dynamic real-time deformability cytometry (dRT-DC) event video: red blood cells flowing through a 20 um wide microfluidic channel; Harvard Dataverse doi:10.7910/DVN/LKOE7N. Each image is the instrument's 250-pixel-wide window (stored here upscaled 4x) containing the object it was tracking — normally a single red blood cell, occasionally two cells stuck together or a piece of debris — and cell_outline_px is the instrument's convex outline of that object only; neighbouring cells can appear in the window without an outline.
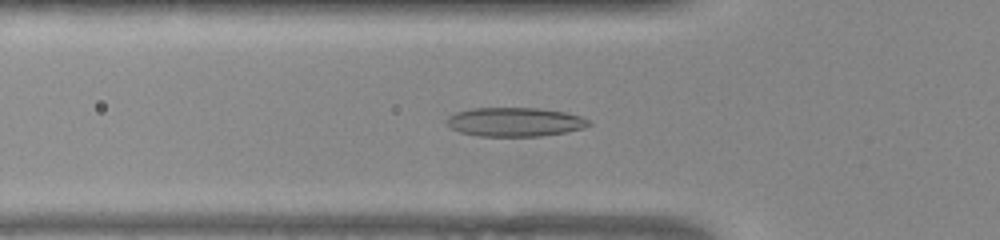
{"species": "common noctule bat (a hibernating species)", "species_latin": "Nyctalus noctula", "temperature_condition": "warm", "stored_images_in_passage": 52, "camera_frame_rate_fps": 3000, "um_per_image_px": 0.085, "animal": {"sex": "female", "body_mass_g": 22.0, "forearm_length_mm": 56.7}, "frame": {"image": 1, "passage_image": 17, "time_ms": 5.333, "image_size_px": [1000, 240], "cell_outline_px": [[592, 124], [584, 128], [564, 132], [540, 136], [480, 136], [460, 132], [452, 128], [444, 120], [448, 116], [456, 112], [472, 108], [536, 108], [564, 112], [580, 116], [588, 120]], "centroid_in_image_um": [43.74, 10.36], "position_along_channel_um": 82.1, "area_um2": 23.87}}
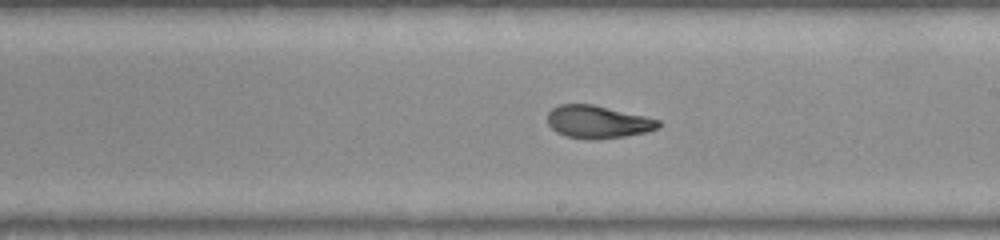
{"frame": {"image": 2, "passage_image": 29, "time_ms": 9.333, "image_size_px": [1000, 240], "cell_outline_px": [[660, 128], [648, 132], [624, 136], [596, 140], [588, 140], [564, 136], [556, 132], [548, 124], [548, 112], [552, 108], [560, 104], [592, 104], [644, 116], [660, 120]], "centroid_in_image_um": [50.8, 10.37], "position_along_channel_um": 238.2, "area_um2": 21.27}}
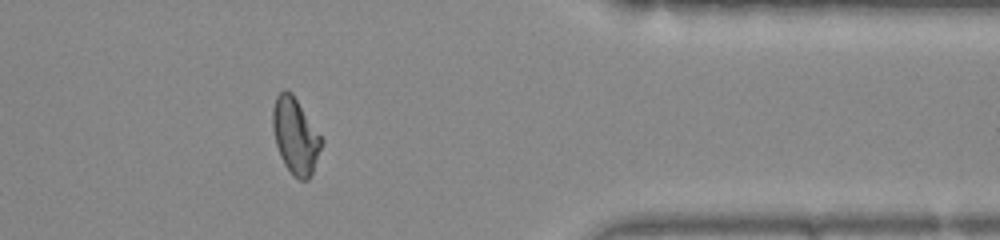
{"frame": {"image": 3, "passage_image": 42, "time_ms": 13.667, "image_size_px": [1000, 240], "cell_outline_px": [[324, 144], [312, 172], [308, 180], [300, 180], [292, 176], [284, 164], [280, 156], [276, 144], [272, 128], [272, 112], [276, 96], [284, 88], [292, 92], [324, 140]], "centroid_in_image_um": [25.11, 11.55], "position_along_channel_um": 386.3, "area_um2": 21.85}, "authors_computed_cell_mechanics": {"area_um2": 21.964, "velocity_mm_per_s": 3.9008, "shape_relaxation_time_tau1_ms": null, "shape_relaxation_time_tau2_ms": 1.5284, "deformation_change_tau1": null, "deformation_change_tau2": 0.0857}}